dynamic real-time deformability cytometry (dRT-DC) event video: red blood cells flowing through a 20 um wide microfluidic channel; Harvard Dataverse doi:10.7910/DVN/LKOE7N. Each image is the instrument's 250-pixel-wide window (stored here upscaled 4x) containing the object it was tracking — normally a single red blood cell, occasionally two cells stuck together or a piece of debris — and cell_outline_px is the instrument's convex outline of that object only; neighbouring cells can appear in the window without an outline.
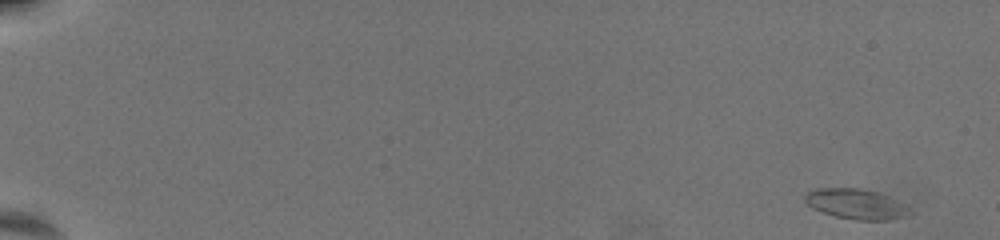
{"species": "common noctule bat (a hibernating species)", "species_latin": "Nyctalus noctula", "temperature_condition": "warm", "stored_images_in_passage": 60, "camera_frame_rate_fps": 3000, "um_per_image_px": 0.085, "animal": {"sex": "female", "body_mass_g": 19.5, "forearm_length_mm": 54.1}, "frame": {"image": 1, "passage_image": 1, "time_ms": 0.0, "image_size_px": [1000, 240], "cell_outline_px": [[912, 212], [904, 216], [888, 220], [856, 220], [836, 216], [812, 208], [804, 200], [804, 196], [808, 192], [816, 188], [860, 188], [876, 192], [888, 196], [908, 208]], "centroid_in_image_um": [72.72, 17.34], "position_along_channel_um": 12.3, "area_um2": 18.09}}
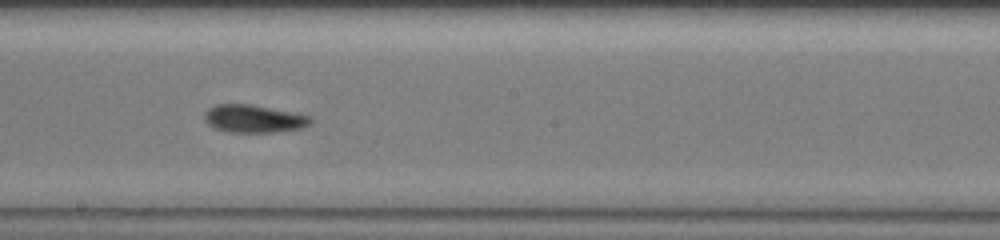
{"frame": {"image": 2, "passage_image": 36, "time_ms": 11.667, "image_size_px": [1000, 240], "cell_outline_px": [[312, 124], [300, 128], [272, 132], [228, 132], [216, 128], [208, 124], [204, 120], [204, 112], [208, 108], [216, 104], [252, 104], [312, 116]], "centroid_in_image_um": [21.56, 10.08], "position_along_channel_um": 226.6, "area_um2": 17.22}}
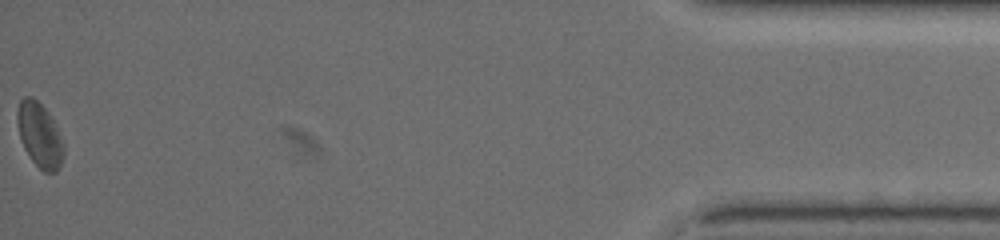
{"frame": {"image": 3, "passage_image": 60, "time_ms": 19.667, "image_size_px": [1000, 240], "cell_outline_px": [[64, 156], [56, 172], [44, 172], [32, 160], [24, 148], [20, 136], [16, 120], [16, 112], [20, 100], [24, 96], [32, 96], [48, 112], [64, 144]], "centroid_in_image_um": [3.35, 11.47], "position_along_channel_um": 431.8, "area_um2": 17.22}, "authors_computed_cell_mechanics": {"area_um2": 16.762, "velocity_mm_per_s": 3.5681, "shape_relaxation_time_tau1_ms": 7.7972, "shape_relaxation_time_tau2_ms": 5.0959, "deformation_change_tau1": 0.1862, "deformation_change_tau2": 0.1096}}